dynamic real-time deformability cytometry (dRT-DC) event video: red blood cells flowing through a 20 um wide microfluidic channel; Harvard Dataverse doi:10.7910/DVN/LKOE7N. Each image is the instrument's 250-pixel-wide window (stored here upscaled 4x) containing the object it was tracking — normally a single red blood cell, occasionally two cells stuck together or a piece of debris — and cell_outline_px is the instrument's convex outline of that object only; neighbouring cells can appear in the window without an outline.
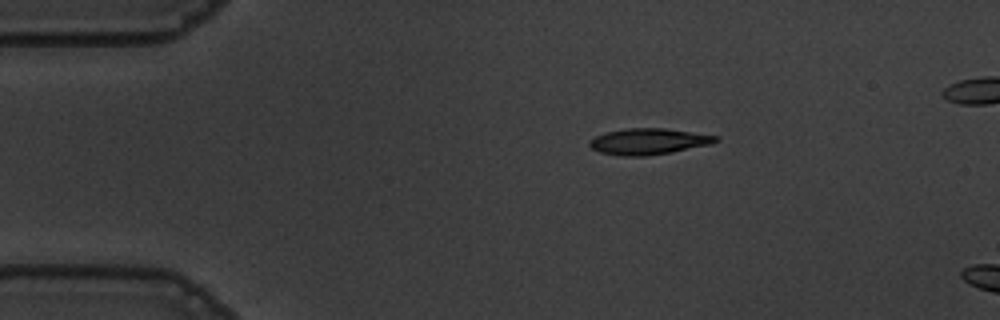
{"species": "common noctule bat (a hibernating species)", "species_latin": "Nyctalus noctula", "temperature_condition": "warm", "stored_images_in_passage": 5, "camera_frame_rate_fps": 3000, "um_per_image_px": 0.085, "animal": {"sex": "male", "body_mass_g": 19.5, "forearm_length_mm": 54.6}, "frame": {"image": 1, "passage_image": 1, "time_ms": 0.0, "image_size_px": [1000, 320], "cell_outline_px": [[720, 140], [712, 144], [672, 152], [644, 156], [624, 156], [600, 152], [592, 148], [588, 144], [588, 140], [596, 136], [608, 132], [628, 128], [664, 128], [720, 136]], "centroid_in_image_um": [55.16, 12.02], "position_along_channel_um": 29.8, "area_um2": 19.19}}